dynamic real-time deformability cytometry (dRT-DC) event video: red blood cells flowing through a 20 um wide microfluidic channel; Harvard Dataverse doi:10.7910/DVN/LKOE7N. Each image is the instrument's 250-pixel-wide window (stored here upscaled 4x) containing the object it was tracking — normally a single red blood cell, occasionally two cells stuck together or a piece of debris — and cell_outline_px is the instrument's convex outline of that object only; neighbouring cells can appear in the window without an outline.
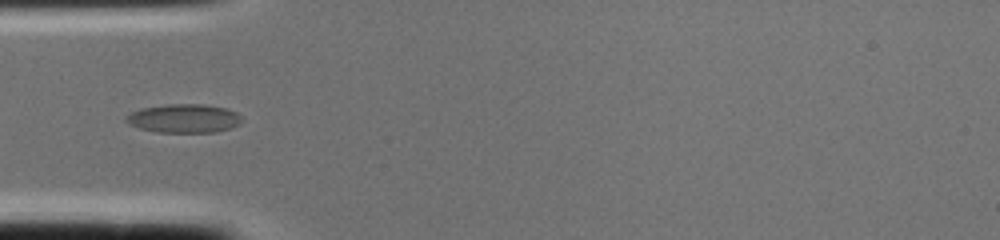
{"species": "common noctule bat (a hibernating species)", "species_latin": "Nyctalus noctula", "temperature_condition": "cold", "stored_images_in_passage": 1, "camera_frame_rate_fps": 3000, "um_per_image_px": 0.085, "animal": {"sex": "female", "body_mass_g": 22.0, "forearm_length_mm": 56.7}, "frame": {"image": 1, "passage_image": 1, "time_ms": 0.0, "image_size_px": [1000, 240], "cell_outline_px": [[244, 120], [240, 124], [232, 128], [216, 132], [160, 132], [140, 128], [128, 124], [124, 120], [124, 116], [140, 108], [168, 104], [204, 104], [228, 108], [236, 112]], "centroid_in_image_um": [15.66, 10.06], "position_along_channel_um": 69.3, "area_um2": 19.59}}